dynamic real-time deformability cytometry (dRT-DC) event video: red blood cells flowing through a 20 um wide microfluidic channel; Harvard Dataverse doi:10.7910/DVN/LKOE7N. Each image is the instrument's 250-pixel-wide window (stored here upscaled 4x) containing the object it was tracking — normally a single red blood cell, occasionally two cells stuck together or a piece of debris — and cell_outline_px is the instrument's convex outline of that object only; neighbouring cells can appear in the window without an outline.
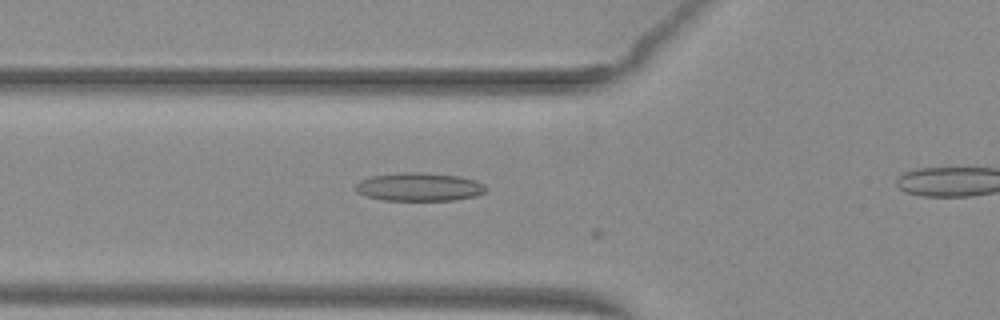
{"species": "common noctule bat (a hibernating species)", "species_latin": "Nyctalus noctula", "temperature_condition": "warm", "stored_images_in_passage": 6, "camera_frame_rate_fps": 3000, "um_per_image_px": 0.085, "animal": {"sex": "female", "body_mass_g": 29.2, "forearm_length_mm": 56.3}, "frame": {"image": 1, "passage_image": 4, "time_ms": 1.0, "image_size_px": [1000, 320], "cell_outline_px": [[488, 188], [484, 192], [476, 196], [456, 200], [384, 200], [368, 196], [356, 192], [356, 184], [360, 180], [372, 176], [400, 172], [420, 172], [460, 176], [476, 180], [484, 184]], "centroid_in_image_um": [35.67, 15.88], "position_along_channel_um": 90.1, "area_um2": 21.56}}